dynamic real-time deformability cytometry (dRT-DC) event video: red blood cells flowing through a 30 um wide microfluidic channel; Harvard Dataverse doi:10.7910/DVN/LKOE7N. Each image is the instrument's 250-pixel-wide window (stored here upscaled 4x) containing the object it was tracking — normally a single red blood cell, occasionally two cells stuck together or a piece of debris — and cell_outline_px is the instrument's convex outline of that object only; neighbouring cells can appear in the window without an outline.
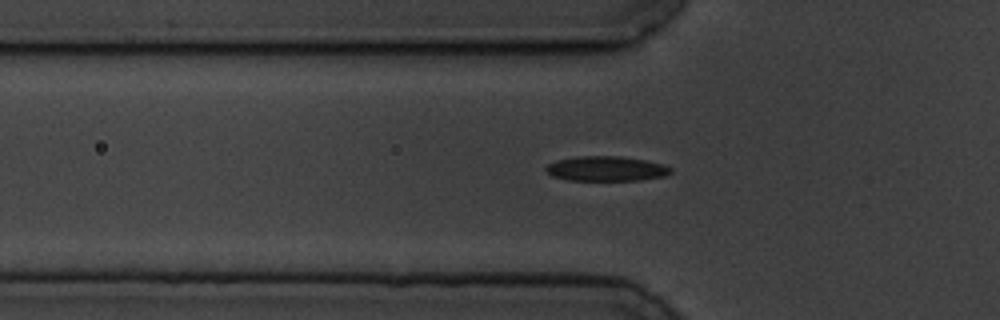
{"species": "common noctule bat (a hibernating species)", "species_latin": "Nyctalus noctula", "temperature_condition": "cold", "stored_images_in_passage": 42, "camera_frame_rate_fps": 3000, "um_per_image_px": 0.085, "animal": {"sex": "male", "body_mass_g": 19.5, "forearm_length_mm": 54.6}, "frame": {"image": 1, "passage_image": 7, "time_ms": 2.0, "image_size_px": [1000, 320], "cell_outline_px": [[672, 172], [664, 176], [640, 180], [568, 180], [552, 176], [544, 168], [548, 164], [556, 160], [576, 156], [620, 156], [644, 160], [664, 164], [672, 168]], "centroid_in_image_um": [51.53, 14.33], "position_along_channel_um": 74.3, "area_um2": 18.09}}
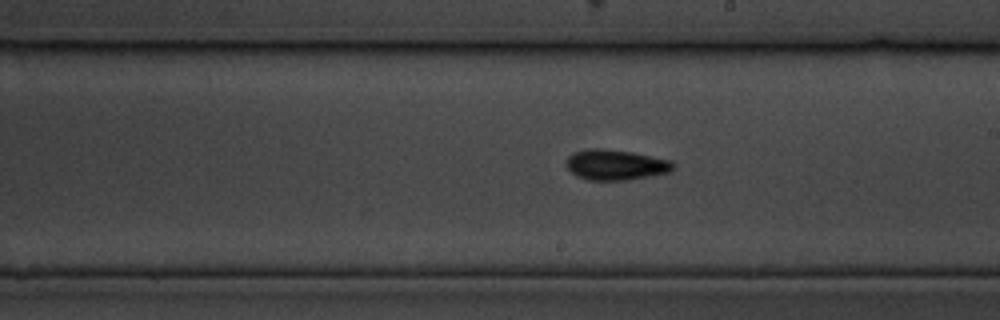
{"frame": {"image": 2, "passage_image": 21, "time_ms": 6.667, "image_size_px": [1000, 320], "cell_outline_px": [[676, 168], [672, 172], [652, 176], [628, 180], [588, 180], [576, 176], [564, 164], [564, 160], [572, 152], [588, 148], [600, 148], [632, 152], [672, 160], [676, 164]], "centroid_in_image_um": [52.35, 14.01], "position_along_channel_um": 236.6, "area_um2": 19.48}}
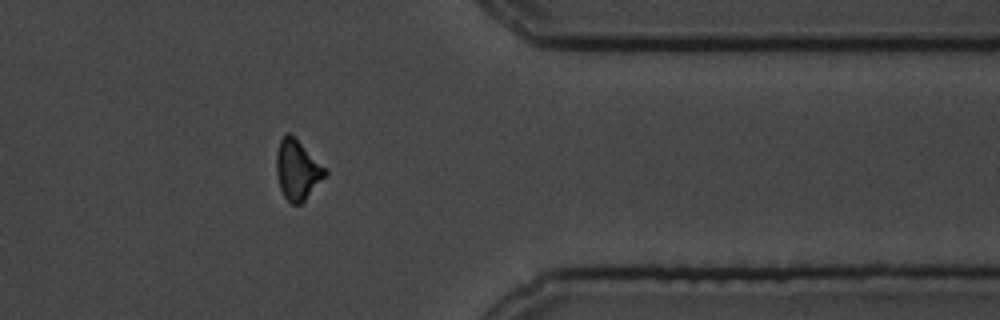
{"frame": {"image": 3, "passage_image": 35, "time_ms": 11.333, "image_size_px": [1000, 320], "cell_outline_px": [[328, 172], [304, 200], [300, 204], [292, 204], [284, 196], [280, 188], [276, 172], [276, 156], [280, 140], [288, 132], [328, 168]], "centroid_in_image_um": [25.28, 14.43], "position_along_channel_um": 386.1, "area_um2": 16.7}, "authors_computed_cell_mechanics": {"area_um2": 17.8313, "velocity_mm_per_s": 3.4735, "shape_relaxation_time_tau1_ms": 4.4829, "shape_relaxation_time_tau2_ms": 4.8818, "deformation_change_tau1": 0.1372, "deformation_change_tau2": 0.1149}}